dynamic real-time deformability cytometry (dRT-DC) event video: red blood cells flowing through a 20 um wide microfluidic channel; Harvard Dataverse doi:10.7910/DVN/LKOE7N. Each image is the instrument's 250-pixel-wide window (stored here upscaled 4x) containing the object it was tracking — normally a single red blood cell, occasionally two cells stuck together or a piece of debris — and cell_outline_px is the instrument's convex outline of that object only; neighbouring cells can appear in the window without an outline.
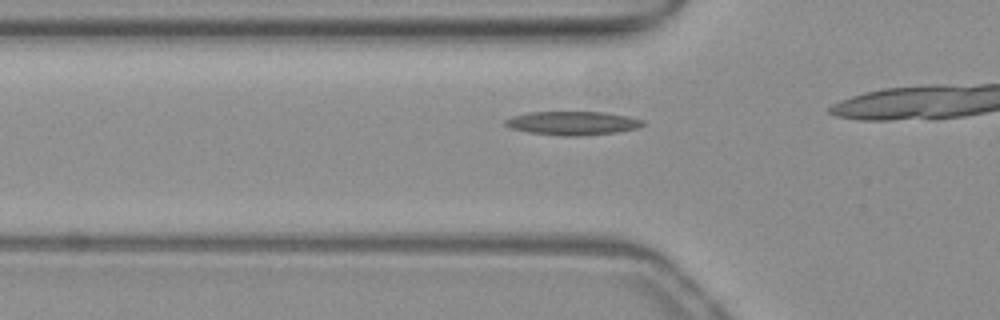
{"species": "common noctule bat (a hibernating species)", "species_latin": "Nyctalus noctula", "temperature_condition": "warm", "stored_images_in_passage": 18, "camera_frame_rate_fps": 3000, "um_per_image_px": 0.085, "animal": {"sex": "female", "body_mass_g": 19.3, "forearm_length_mm": 54.1}, "frame": {"image": 1, "passage_image": 13, "time_ms": 4.0, "image_size_px": [1000, 320], "cell_outline_px": [[644, 124], [636, 128], [616, 132], [580, 136], [560, 136], [528, 132], [512, 128], [504, 124], [504, 120], [512, 116], [528, 112], [604, 112], [628, 116], [644, 120]], "centroid_in_image_um": [48.65, 10.46], "position_along_channel_um": 77.1, "area_um2": 18.96}}
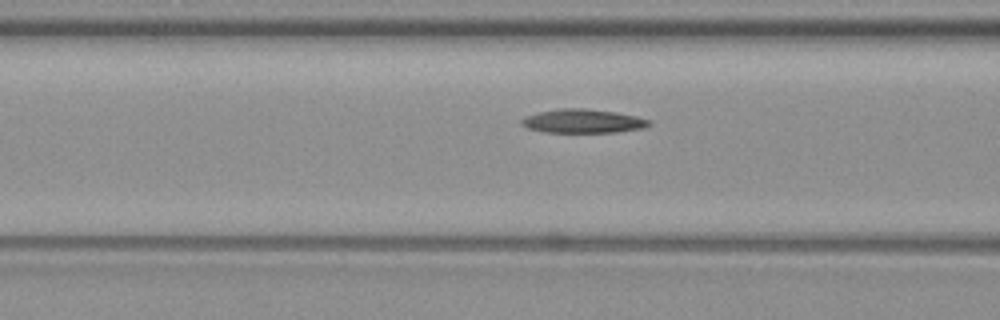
{"frame": {"image": 2, "passage_image": 16, "time_ms": 5.0, "image_size_px": [1000, 320], "cell_outline_px": [[652, 124], [644, 128], [616, 132], [544, 132], [528, 128], [520, 124], [520, 120], [524, 116], [540, 112], [560, 108], [584, 108], [616, 112], [636, 116], [652, 120]], "centroid_in_image_um": [49.56, 10.29], "position_along_channel_um": 117.0, "area_um2": 17.8}}